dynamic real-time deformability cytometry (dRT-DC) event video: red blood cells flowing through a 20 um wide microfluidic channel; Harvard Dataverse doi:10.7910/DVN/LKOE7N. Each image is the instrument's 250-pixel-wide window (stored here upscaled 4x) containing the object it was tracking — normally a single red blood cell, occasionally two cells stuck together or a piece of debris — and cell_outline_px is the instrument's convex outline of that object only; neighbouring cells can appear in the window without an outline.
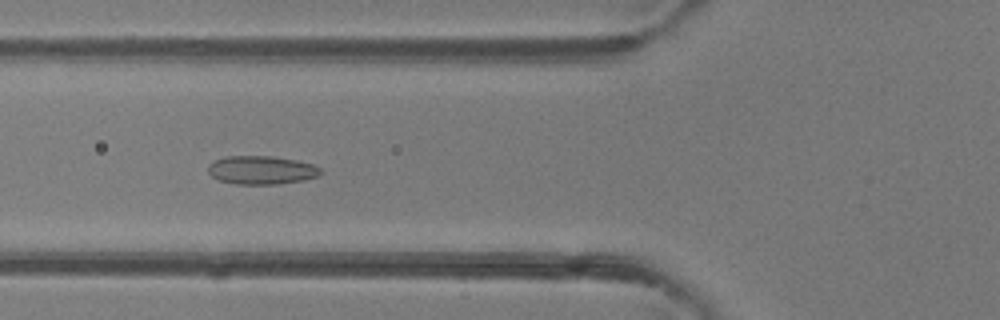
{"species": "common noctule bat (a hibernating species)", "species_latin": "Nyctalus noctula", "temperature_condition": "room temperature", "stored_images_in_passage": 37, "camera_frame_rate_fps": 3000, "um_per_image_px": 0.085, "animal": {"sex": "female"}, "frame": {"image": 1, "passage_image": 17, "time_ms": 5.333, "image_size_px": [1000, 320], "cell_outline_px": [[324, 172], [316, 176], [304, 180], [280, 184], [236, 184], [220, 180], [212, 176], [208, 172], [208, 164], [212, 160], [224, 156], [272, 156], [296, 160], [312, 164], [320, 168]], "centroid_in_image_um": [22.2, 14.45], "position_along_channel_um": 103.6, "area_um2": 18.79}}
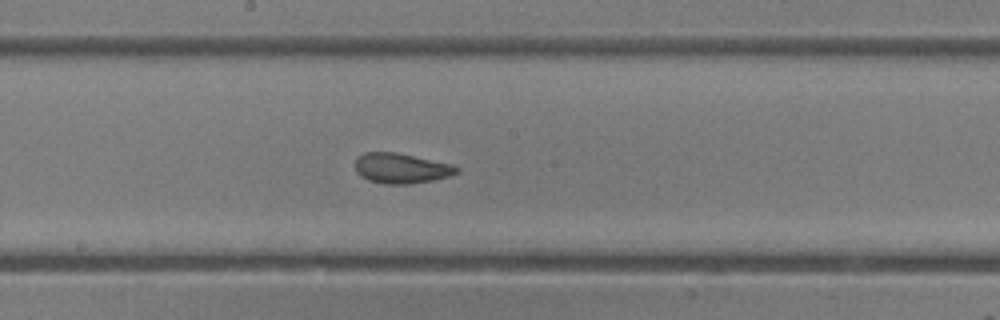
{"frame": {"image": 2, "passage_image": 25, "time_ms": 8.0, "image_size_px": [1000, 320], "cell_outline_px": [[460, 172], [448, 176], [432, 180], [412, 184], [384, 184], [368, 180], [360, 176], [356, 172], [356, 160], [364, 152], [396, 152], [452, 164], [460, 168]], "centroid_in_image_um": [34.11, 14.31], "position_along_channel_um": 214.1, "area_um2": 17.86}}
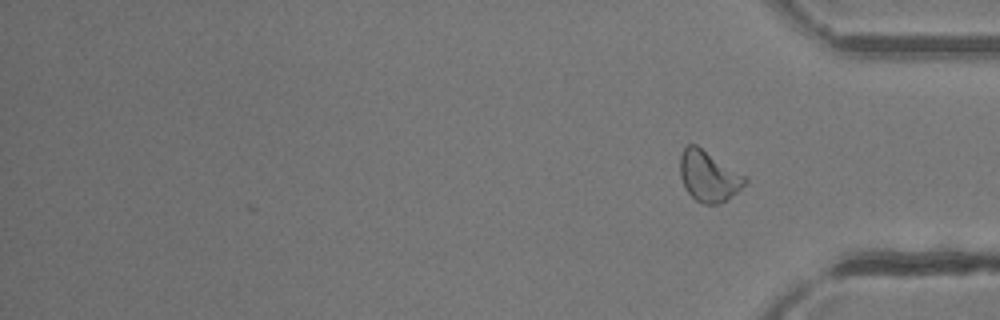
{"frame": {"image": 3, "passage_image": 37, "time_ms": 12.0, "image_size_px": [1000, 320], "cell_outline_px": [[748, 180], [736, 192], [720, 204], [704, 204], [696, 200], [684, 188], [680, 176], [680, 156], [684, 148], [688, 144], [696, 144], [744, 176]], "centroid_in_image_um": [60.18, 14.98], "position_along_channel_um": 375.0, "area_um2": 18.79}, "authors_computed_cell_mechanics": {"area_um2": 18.7272, "velocity_mm_per_s": 4.1255, "shape_relaxation_time_tau1_ms": null, "shape_relaxation_time_tau2_ms": 1.6006, "deformation_change_tau1": null, "deformation_change_tau2": 0.0783}}